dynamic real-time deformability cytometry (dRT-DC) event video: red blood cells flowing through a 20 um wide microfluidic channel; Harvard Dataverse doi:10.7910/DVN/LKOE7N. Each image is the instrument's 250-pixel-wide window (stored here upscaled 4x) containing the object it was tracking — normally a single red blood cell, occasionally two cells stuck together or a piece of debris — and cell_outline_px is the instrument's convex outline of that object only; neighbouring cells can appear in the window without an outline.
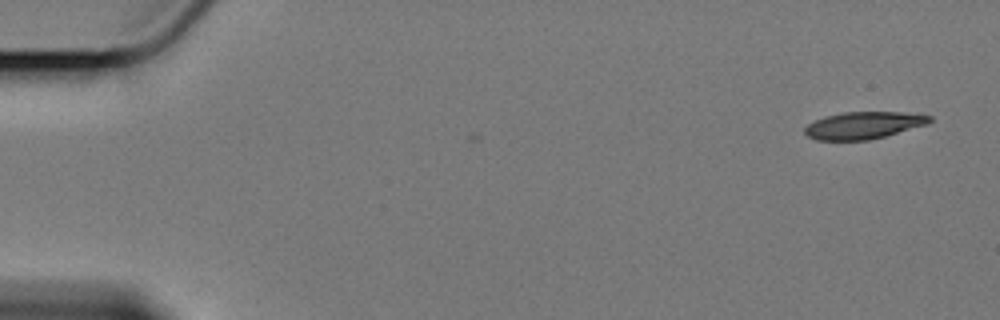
{"species": "Egyptian fruit bat (a non-hibernating species)", "species_latin": "Rousettus aegyptiacus", "temperature_condition": "cold", "stored_images_in_passage": 12, "camera_frame_rate_fps": 3000, "um_per_image_px": 0.085, "animal": {"sex": "female"}, "frame": {"image": 1, "passage_image": 1, "time_ms": 0.0, "image_size_px": [1000, 320], "cell_outline_px": [[932, 120], [928, 124], [884, 136], [868, 140], [816, 140], [808, 136], [804, 132], [804, 128], [808, 124], [824, 116], [844, 112], [900, 112], [932, 116]], "centroid_in_image_um": [73.38, 10.65], "position_along_channel_um": 11.6, "area_um2": 19.59}}